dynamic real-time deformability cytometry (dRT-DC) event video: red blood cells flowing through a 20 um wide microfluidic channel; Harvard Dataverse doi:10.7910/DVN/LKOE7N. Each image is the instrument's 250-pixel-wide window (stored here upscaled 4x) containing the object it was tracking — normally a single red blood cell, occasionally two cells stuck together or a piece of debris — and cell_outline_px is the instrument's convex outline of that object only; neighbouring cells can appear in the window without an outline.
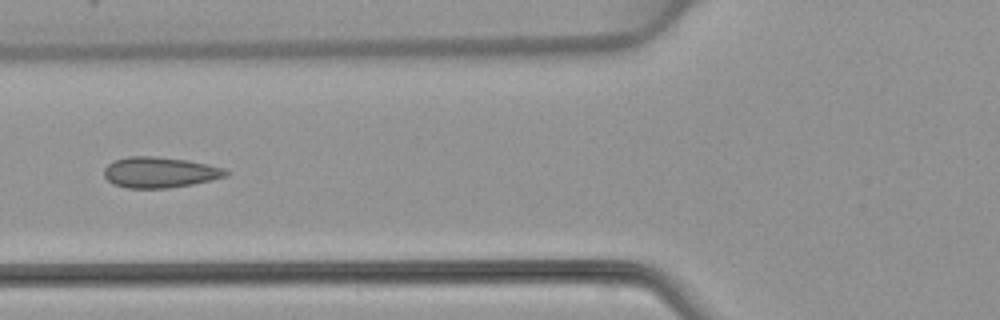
{"species": "common noctule bat (a hibernating species)", "species_latin": "Nyctalus noctula", "temperature_condition": "warm", "stored_images_in_passage": 4, "camera_frame_rate_fps": 3000, "um_per_image_px": 0.085, "animal": {"sex": "female", "body_mass_g": 22.7, "forearm_length_mm": 54.2}, "frame": {"image": 1, "passage_image": 4, "time_ms": 4.0, "image_size_px": [1000, 320], "cell_outline_px": [[232, 172], [228, 176], [212, 180], [192, 184], [168, 188], [128, 188], [112, 184], [104, 176], [104, 168], [108, 164], [116, 160], [128, 156], [156, 156], [188, 160], [208, 164], [224, 168]], "centroid_in_image_um": [13.61, 14.65], "position_along_channel_um": 112.2, "area_um2": 22.02}}